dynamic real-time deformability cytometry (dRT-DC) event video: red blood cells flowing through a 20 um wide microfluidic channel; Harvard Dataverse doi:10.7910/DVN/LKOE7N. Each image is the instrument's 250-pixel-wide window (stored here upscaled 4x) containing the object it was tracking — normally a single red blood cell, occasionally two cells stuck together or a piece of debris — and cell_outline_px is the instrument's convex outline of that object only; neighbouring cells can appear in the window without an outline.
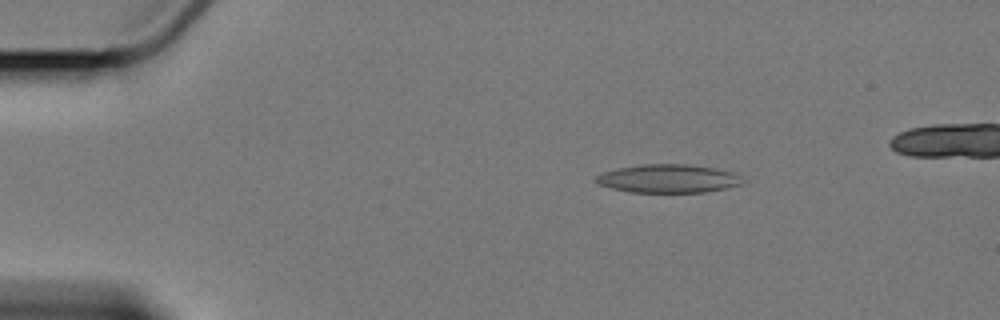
{"species": "Egyptian fruit bat (a non-hibernating species)", "species_latin": "Rousettus aegyptiacus", "temperature_condition": "cold", "stored_images_in_passage": 4, "camera_frame_rate_fps": 3000, "um_per_image_px": 0.085, "animal": {"sex": "female"}, "frame": {"image": 1, "passage_image": 1, "time_ms": 0.0, "image_size_px": [1000, 320], "cell_outline_px": [[744, 184], [704, 192], [632, 192], [612, 188], [600, 184], [596, 180], [596, 176], [604, 172], [620, 168], [640, 164], [684, 164], [716, 168], [732, 172], [740, 176]], "centroid_in_image_um": [56.83, 15.17], "position_along_channel_um": 28.2, "area_um2": 23.93}}